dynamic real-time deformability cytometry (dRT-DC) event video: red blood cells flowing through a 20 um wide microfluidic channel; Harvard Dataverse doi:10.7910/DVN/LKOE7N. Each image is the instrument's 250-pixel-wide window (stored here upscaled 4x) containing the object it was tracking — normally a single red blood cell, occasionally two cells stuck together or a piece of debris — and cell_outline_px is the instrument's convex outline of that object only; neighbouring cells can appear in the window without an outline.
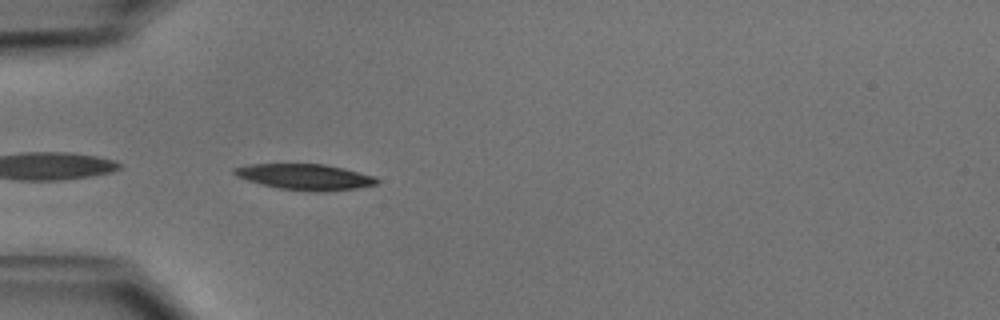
{"species": "common noctule bat (a hibernating species)", "species_latin": "Nyctalus noctula", "temperature_condition": "cold", "stored_images_in_passage": 5, "camera_frame_rate_fps": 3000, "um_per_image_px": 0.085, "animal": {"sex": "male", "body_mass_g": 15.6}, "frame": {"image": 1, "passage_image": 1, "time_ms": 0.0, "image_size_px": [1000, 320], "cell_outline_px": [[380, 180], [376, 184], [356, 188], [320, 192], [316, 192], [280, 188], [260, 184], [236, 176], [232, 172], [232, 168], [248, 164], [324, 164], [344, 168], [376, 176]], "centroid_in_image_um": [25.93, 15.03], "position_along_channel_um": 59.1, "area_um2": 21.5}}